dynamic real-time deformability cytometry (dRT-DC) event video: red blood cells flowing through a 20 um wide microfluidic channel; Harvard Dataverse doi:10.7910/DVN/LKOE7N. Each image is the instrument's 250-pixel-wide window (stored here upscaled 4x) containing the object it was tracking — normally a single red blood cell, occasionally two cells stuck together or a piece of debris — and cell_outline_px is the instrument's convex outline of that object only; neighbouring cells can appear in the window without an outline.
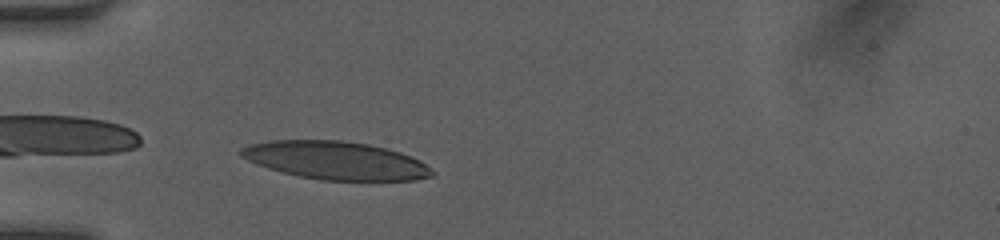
{"species": "human", "species_latin": "Homo sapiens", "temperature_condition": "room temperature", "stored_images_in_passage": 31, "camera_frame_rate_fps": 3000, "um_per_image_px": 0.085, "donor": {"sex": "female"}, "frame": {"image": 1, "passage_image": 1, "time_ms": 0.0, "image_size_px": [1000, 240], "cell_outline_px": [[436, 172], [432, 176], [416, 180], [320, 180], [300, 176], [268, 168], [256, 164], [240, 156], [240, 148], [252, 144], [268, 140], [340, 140], [368, 144], [400, 152], [412, 156], [420, 160]], "centroid_in_image_um": [28.55, 13.63], "position_along_channel_um": 56.4, "area_um2": 42.31}}
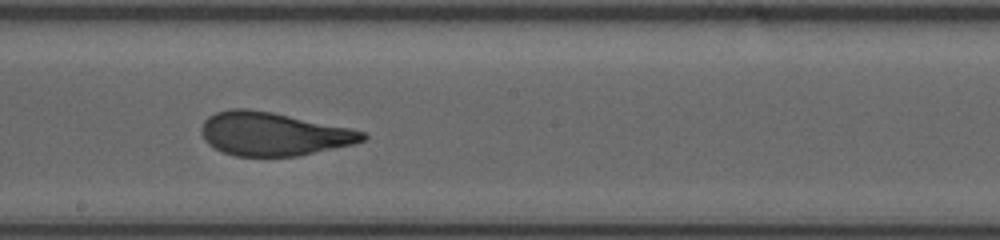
{"frame": {"image": 2, "passage_image": 14, "time_ms": 4.333, "image_size_px": [1000, 240], "cell_outline_px": [[368, 136], [364, 140], [352, 144], [296, 156], [236, 156], [224, 152], [208, 144], [204, 140], [200, 132], [200, 128], [204, 120], [208, 116], [216, 112], [232, 108], [248, 108], [272, 112], [352, 128], [364, 132]], "centroid_in_image_um": [23.2, 11.37], "position_along_channel_um": 225.0, "area_um2": 40.75}}
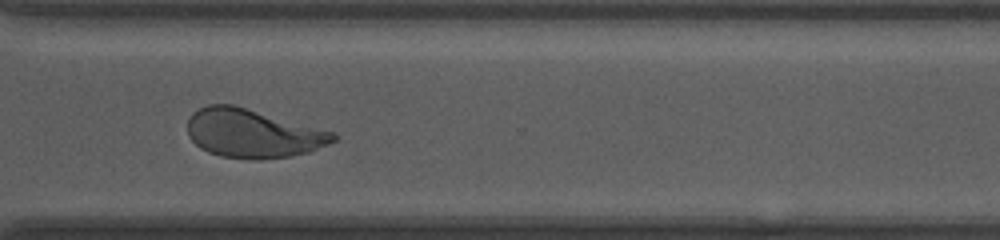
{"frame": {"image": 3, "passage_image": 23, "time_ms": 7.333, "image_size_px": [1000, 240], "cell_outline_px": [[336, 140], [328, 144], [308, 152], [292, 156], [252, 160], [220, 156], [208, 152], [200, 148], [188, 136], [188, 116], [192, 112], [208, 104], [232, 104], [332, 132], [336, 136]], "centroid_in_image_um": [21.42, 11.35], "position_along_channel_um": 349.2, "area_um2": 40.98}, "authors_computed_cell_mechanics": {"area_um2": 41.0958, "velocity_mm_per_s": 4.1628, "shape_relaxation_time_tau1_ms": 5.2041, "shape_relaxation_time_tau2_ms": 0.7554, "deformation_change_tau1": 0.2203, "deformation_change_tau2": 0.0856}}